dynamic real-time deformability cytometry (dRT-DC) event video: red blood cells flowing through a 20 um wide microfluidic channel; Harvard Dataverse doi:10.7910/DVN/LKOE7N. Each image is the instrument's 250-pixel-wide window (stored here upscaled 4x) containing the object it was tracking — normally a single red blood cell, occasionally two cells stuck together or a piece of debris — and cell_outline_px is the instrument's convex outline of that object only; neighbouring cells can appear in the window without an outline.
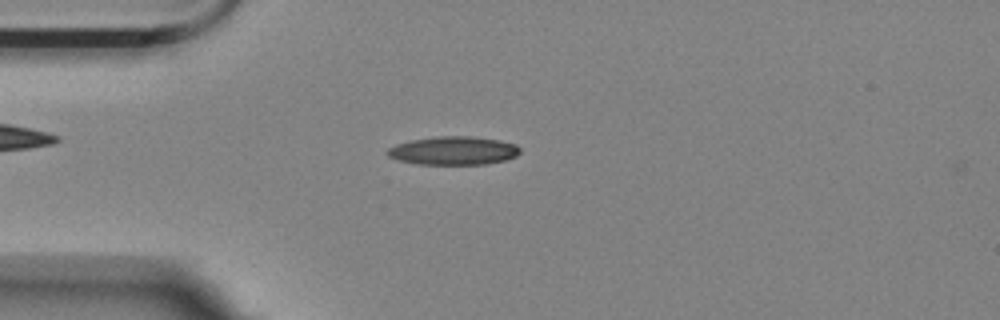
{"species": "Egyptian fruit bat (a non-hibernating species)", "species_latin": "Rousettus aegyptiacus", "temperature_condition": "room temperature", "stored_images_in_passage": 43, "camera_frame_rate_fps": 3000, "um_per_image_px": 0.085, "animal": {"sex": "female"}, "frame": {"image": 1, "passage_image": 1, "time_ms": 0.0, "image_size_px": [1000, 320], "cell_outline_px": [[520, 152], [516, 156], [504, 160], [484, 164], [416, 164], [396, 160], [388, 156], [384, 152], [388, 148], [396, 144], [412, 140], [436, 136], [472, 136], [500, 140], [516, 144], [520, 148]], "centroid_in_image_um": [38.51, 12.8], "position_along_channel_um": 46.5, "area_um2": 22.08}}
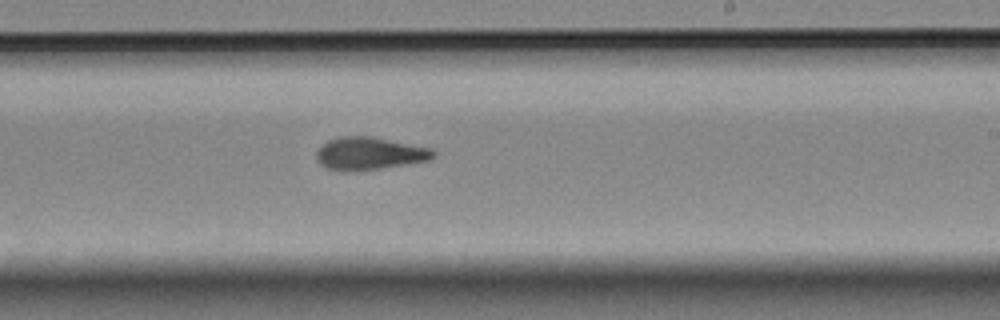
{"frame": {"image": 2, "passage_image": 20, "time_ms": 6.333, "image_size_px": [1000, 320], "cell_outline_px": [[436, 156], [432, 160], [408, 164], [380, 168], [344, 172], [340, 172], [324, 168], [316, 160], [316, 152], [328, 140], [340, 136], [368, 136], [432, 148], [436, 152]], "centroid_in_image_um": [31.4, 13.06], "position_along_channel_um": 257.6, "area_um2": 22.43}}
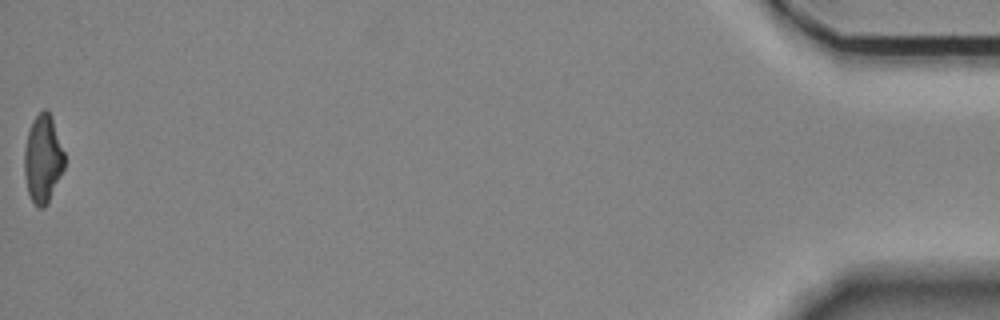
{"frame": {"image": 3, "passage_image": 43, "time_ms": 14.0, "image_size_px": [1000, 320], "cell_outline_px": [[64, 168], [44, 208], [36, 208], [28, 192], [24, 176], [24, 148], [28, 132], [32, 120], [44, 108], [48, 108], [52, 116], [64, 152]], "centroid_in_image_um": [3.63, 13.46], "position_along_channel_um": 431.6, "area_um2": 20.52}, "authors_computed_cell_mechanics": {"area_um2": 21.5016, "velocity_mm_per_s": 3.5415, "shape_relaxation_time_tau1_ms": 10.9459, "shape_relaxation_time_tau2_ms": 2.612, "deformation_change_tau1": 0.2697, "deformation_change_tau2": 0.1118}}